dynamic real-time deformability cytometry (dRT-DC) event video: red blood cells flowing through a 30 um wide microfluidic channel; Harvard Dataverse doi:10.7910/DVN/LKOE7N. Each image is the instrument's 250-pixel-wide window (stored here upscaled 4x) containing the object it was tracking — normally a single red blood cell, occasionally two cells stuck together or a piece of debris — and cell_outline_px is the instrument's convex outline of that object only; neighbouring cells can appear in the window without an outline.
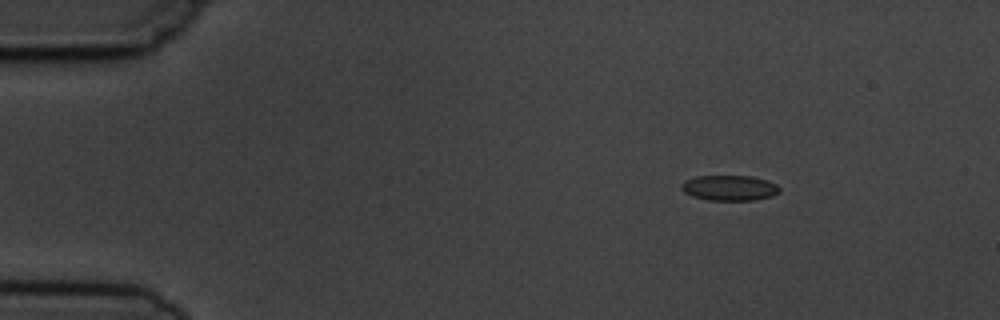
{"species": "common noctule bat (a hibernating species)", "species_latin": "Nyctalus noctula", "temperature_condition": "cold", "stored_images_in_passage": 6, "camera_frame_rate_fps": 3000, "um_per_image_px": 0.085, "animal": {"sex": "male", "body_mass_g": 19.5, "forearm_length_mm": 54.6}, "frame": {"image": 1, "passage_image": 1, "time_ms": 0.0, "image_size_px": [1000, 320], "cell_outline_px": [[780, 192], [772, 196], [756, 200], [708, 200], [692, 196], [684, 192], [680, 188], [680, 184], [684, 180], [696, 176], [752, 176], [768, 180], [776, 184], [780, 188]], "centroid_in_image_um": [62.0, 15.97], "position_along_channel_um": 23.0, "area_um2": 14.68}}
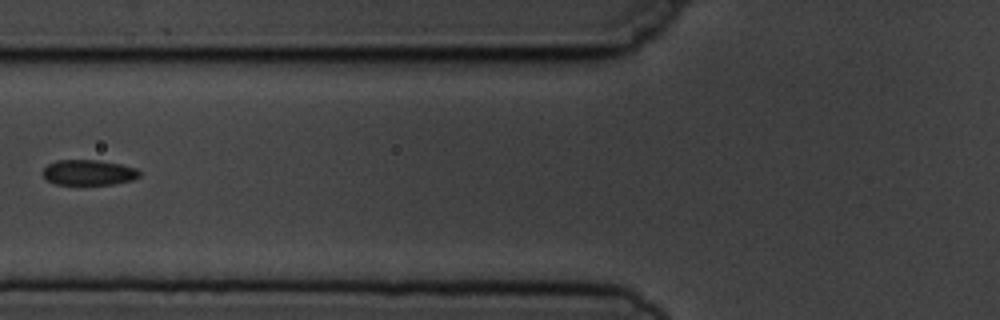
{"frame": {"image": 2, "passage_image": 5, "time_ms": 4.667, "image_size_px": [1000, 320], "cell_outline_px": [[140, 176], [132, 180], [116, 184], [56, 184], [48, 180], [40, 172], [48, 164], [56, 160], [96, 160], [120, 164], [136, 168], [140, 172]], "centroid_in_image_um": [7.53, 14.66], "position_along_channel_um": 118.3, "area_um2": 14.28}}
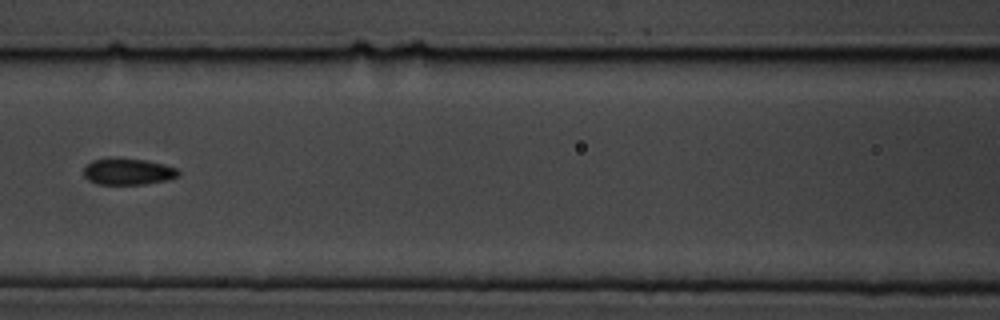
{"frame": {"image": 3, "passage_image": 6, "time_ms": 5.667, "image_size_px": [1000, 320], "cell_outline_px": [[180, 176], [168, 180], [144, 184], [96, 184], [88, 180], [84, 176], [84, 168], [92, 160], [148, 160], [164, 164], [176, 168], [180, 172]], "centroid_in_image_um": [10.93, 14.62], "position_along_channel_um": 155.7, "area_um2": 14.22}}